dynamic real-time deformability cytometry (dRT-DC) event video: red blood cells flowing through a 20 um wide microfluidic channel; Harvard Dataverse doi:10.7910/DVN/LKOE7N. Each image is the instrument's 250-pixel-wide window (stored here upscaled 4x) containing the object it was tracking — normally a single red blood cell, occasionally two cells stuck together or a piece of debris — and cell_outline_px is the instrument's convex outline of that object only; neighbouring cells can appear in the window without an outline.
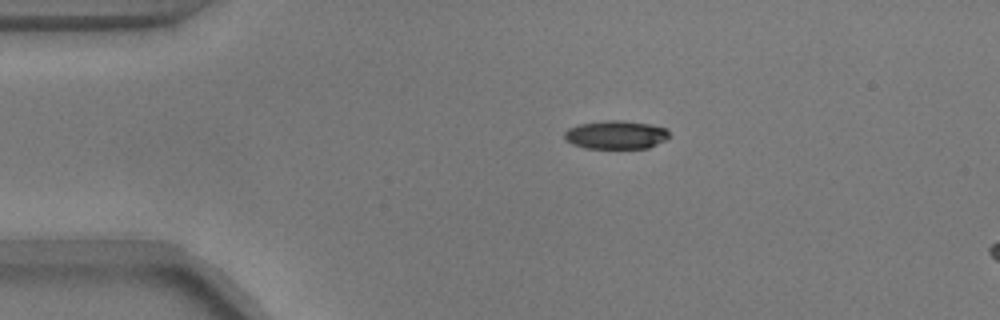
{"species": "common noctule bat (a hibernating species)", "species_latin": "Nyctalus noctula", "temperature_condition": "warm", "stored_images_in_passage": 6, "camera_frame_rate_fps": 3000, "um_per_image_px": 0.085, "animal": {"sex": "male", "body_mass_g": 17.9}, "frame": {"image": 1, "passage_image": 1, "time_ms": 0.0, "image_size_px": [1000, 320], "cell_outline_px": [[668, 136], [664, 140], [648, 148], [584, 148], [572, 144], [564, 140], [564, 132], [568, 128], [580, 124], [604, 120], [620, 120], [648, 124], [668, 128]], "centroid_in_image_um": [52.31, 11.46], "position_along_channel_um": 32.7, "area_um2": 17.34}}